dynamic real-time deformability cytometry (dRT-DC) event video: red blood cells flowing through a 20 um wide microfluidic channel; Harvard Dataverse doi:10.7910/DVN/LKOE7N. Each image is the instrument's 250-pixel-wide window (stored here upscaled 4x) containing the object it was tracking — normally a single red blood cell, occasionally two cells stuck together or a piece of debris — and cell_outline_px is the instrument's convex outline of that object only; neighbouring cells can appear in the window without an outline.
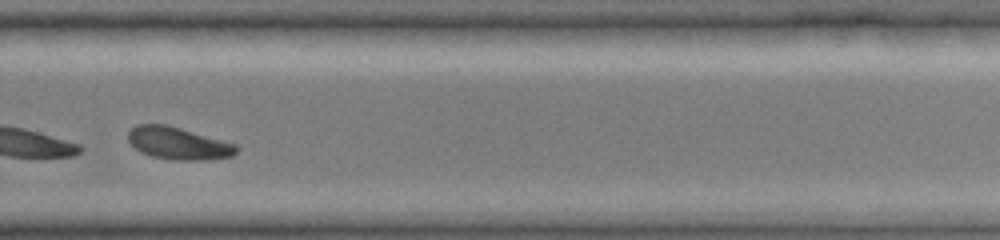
{"species": "common noctule bat (a hibernating species)", "species_latin": "Nyctalus noctula", "temperature_condition": "cold", "stored_images_in_passage": 15, "camera_frame_rate_fps": 3000, "um_per_image_px": 0.085, "animal": {"sex": "female", "body_mass_g": 19.0, "forearm_length_mm": 51.5}, "frame": {"image": 1, "passage_image": 11, "time_ms": 7.0, "image_size_px": [1000, 240], "cell_outline_px": [[240, 148], [232, 156], [208, 160], [176, 160], [152, 156], [140, 152], [128, 140], [128, 132], [136, 124], [164, 124], [180, 128], [236, 144]], "centroid_in_image_um": [15.16, 12.18], "position_along_channel_um": 314.6, "area_um2": 20.29}, "authors_computed_cell_mechanics": {"area_um2": 18.785, "velocity_mm_per_s": 3.9355, "shape_relaxation_time_tau1_ms": 0.6744, "shape_relaxation_time_tau2_ms": null, "deformation_change_tau1": 0.2556, "deformation_change_tau2": null}}